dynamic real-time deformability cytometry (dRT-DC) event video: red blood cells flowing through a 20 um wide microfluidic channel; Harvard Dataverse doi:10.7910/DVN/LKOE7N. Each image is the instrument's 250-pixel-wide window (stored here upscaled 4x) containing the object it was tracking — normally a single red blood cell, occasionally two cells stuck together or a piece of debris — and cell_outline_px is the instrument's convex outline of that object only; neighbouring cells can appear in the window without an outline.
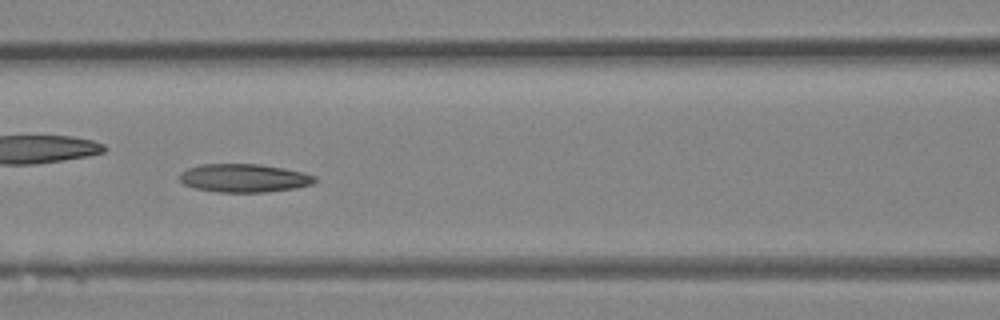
{"species": "Egyptian fruit bat (a non-hibernating species)", "species_latin": "Rousettus aegyptiacus", "temperature_condition": "room temperature", "stored_images_in_passage": 26, "camera_frame_rate_fps": 3000, "um_per_image_px": 0.085, "animal": {"sex": "female"}, "frame": {"image": 1, "passage_image": 5, "time_ms": 1.333, "image_size_px": [1000, 320], "cell_outline_px": [[316, 180], [312, 184], [296, 188], [268, 192], [220, 192], [196, 188], [184, 184], [180, 180], [180, 172], [188, 168], [200, 164], [260, 164], [284, 168], [304, 172], [316, 176]], "centroid_in_image_um": [20.77, 15.13], "position_along_channel_um": 145.8, "area_um2": 22.37}}
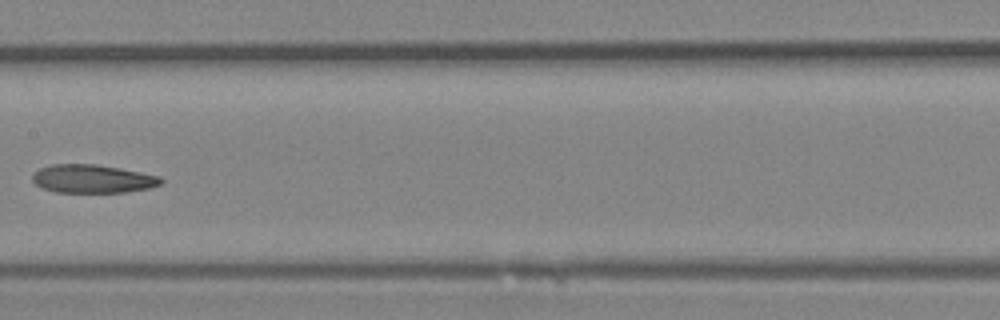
{"frame": {"image": 2, "passage_image": 8, "time_ms": 2.333, "image_size_px": [1000, 320], "cell_outline_px": [[164, 180], [160, 184], [148, 188], [124, 192], [56, 192], [40, 188], [32, 180], [32, 172], [40, 168], [52, 164], [96, 164], [120, 168], [160, 176]], "centroid_in_image_um": [7.83, 15.19], "position_along_channel_um": 199.6, "area_um2": 21.27}}
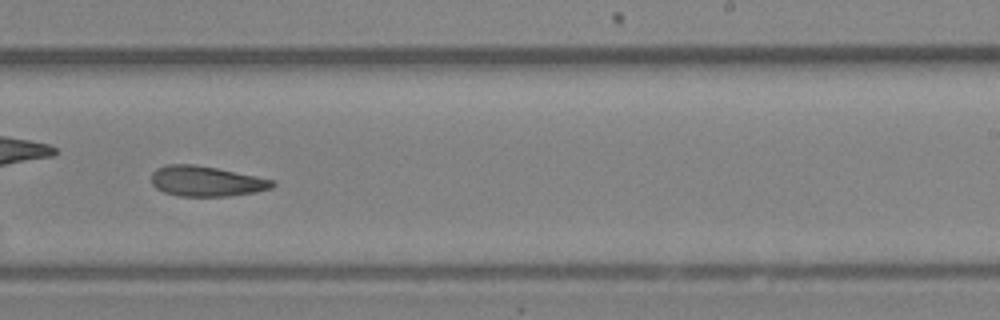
{"frame": {"image": 3, "passage_image": 12, "time_ms": 3.667, "image_size_px": [1000, 320], "cell_outline_px": [[276, 184], [272, 188], [256, 192], [228, 196], [180, 196], [164, 192], [156, 188], [152, 184], [152, 172], [156, 168], [168, 164], [192, 164], [216, 168], [256, 176], [272, 180]], "centroid_in_image_um": [17.52, 15.4], "position_along_channel_um": 271.5, "area_um2": 21.27}}